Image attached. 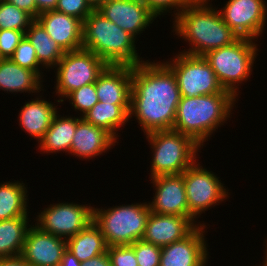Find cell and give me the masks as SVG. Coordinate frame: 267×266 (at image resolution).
<instances>
[{
  "label": "cell",
  "instance_id": "6da1fadb",
  "mask_svg": "<svg viewBox=\"0 0 267 266\" xmlns=\"http://www.w3.org/2000/svg\"><path fill=\"white\" fill-rule=\"evenodd\" d=\"M180 98L176 77L164 62L132 67L129 119L134 116L144 134L173 129Z\"/></svg>",
  "mask_w": 267,
  "mask_h": 266
},
{
  "label": "cell",
  "instance_id": "7a4b0ae2",
  "mask_svg": "<svg viewBox=\"0 0 267 266\" xmlns=\"http://www.w3.org/2000/svg\"><path fill=\"white\" fill-rule=\"evenodd\" d=\"M212 1V0H211ZM210 0H190L173 21L175 35L189 42L182 53L203 56L207 52L228 46L239 36L222 20Z\"/></svg>",
  "mask_w": 267,
  "mask_h": 266
},
{
  "label": "cell",
  "instance_id": "3957f363",
  "mask_svg": "<svg viewBox=\"0 0 267 266\" xmlns=\"http://www.w3.org/2000/svg\"><path fill=\"white\" fill-rule=\"evenodd\" d=\"M238 100L231 92L181 96L176 110L173 130L191 137L203 148L204 142L229 120L233 107Z\"/></svg>",
  "mask_w": 267,
  "mask_h": 266
},
{
  "label": "cell",
  "instance_id": "277c9868",
  "mask_svg": "<svg viewBox=\"0 0 267 266\" xmlns=\"http://www.w3.org/2000/svg\"><path fill=\"white\" fill-rule=\"evenodd\" d=\"M135 43L131 34L97 10L83 21L82 48L96 54L107 65L133 67L144 62Z\"/></svg>",
  "mask_w": 267,
  "mask_h": 266
},
{
  "label": "cell",
  "instance_id": "5b68a950",
  "mask_svg": "<svg viewBox=\"0 0 267 266\" xmlns=\"http://www.w3.org/2000/svg\"><path fill=\"white\" fill-rule=\"evenodd\" d=\"M146 135L151 149L150 177L182 174L196 160L201 146L191 137L171 130L151 131Z\"/></svg>",
  "mask_w": 267,
  "mask_h": 266
},
{
  "label": "cell",
  "instance_id": "8992f818",
  "mask_svg": "<svg viewBox=\"0 0 267 266\" xmlns=\"http://www.w3.org/2000/svg\"><path fill=\"white\" fill-rule=\"evenodd\" d=\"M256 40L239 37L228 46L207 52L204 58L212 67L219 82L225 90L231 92L237 99L238 89L243 81L246 83L253 71L254 61L258 56Z\"/></svg>",
  "mask_w": 267,
  "mask_h": 266
},
{
  "label": "cell",
  "instance_id": "52a82bcc",
  "mask_svg": "<svg viewBox=\"0 0 267 266\" xmlns=\"http://www.w3.org/2000/svg\"><path fill=\"white\" fill-rule=\"evenodd\" d=\"M106 209L93 207V222L101 229L108 247L132 245L142 239L151 212L147 202Z\"/></svg>",
  "mask_w": 267,
  "mask_h": 266
},
{
  "label": "cell",
  "instance_id": "ba28073f",
  "mask_svg": "<svg viewBox=\"0 0 267 266\" xmlns=\"http://www.w3.org/2000/svg\"><path fill=\"white\" fill-rule=\"evenodd\" d=\"M108 65L90 50L81 48L65 52L59 63L54 67L56 72L55 92L59 100L64 99L80 87L95 83L99 75ZM62 98V99H61Z\"/></svg>",
  "mask_w": 267,
  "mask_h": 266
},
{
  "label": "cell",
  "instance_id": "9c48e42d",
  "mask_svg": "<svg viewBox=\"0 0 267 266\" xmlns=\"http://www.w3.org/2000/svg\"><path fill=\"white\" fill-rule=\"evenodd\" d=\"M177 53L170 58L171 61L164 63L174 73L181 96L195 97L225 91L204 56Z\"/></svg>",
  "mask_w": 267,
  "mask_h": 266
},
{
  "label": "cell",
  "instance_id": "30bf717a",
  "mask_svg": "<svg viewBox=\"0 0 267 266\" xmlns=\"http://www.w3.org/2000/svg\"><path fill=\"white\" fill-rule=\"evenodd\" d=\"M198 161H195L183 172L189 218L197 226L201 225V223L195 220H198L201 214L219 205L230 195L229 189L226 190L217 174L215 175L211 170L203 168Z\"/></svg>",
  "mask_w": 267,
  "mask_h": 266
},
{
  "label": "cell",
  "instance_id": "8fae6325",
  "mask_svg": "<svg viewBox=\"0 0 267 266\" xmlns=\"http://www.w3.org/2000/svg\"><path fill=\"white\" fill-rule=\"evenodd\" d=\"M37 214L35 226L45 233L66 240L84 230L93 221V207L86 203H53Z\"/></svg>",
  "mask_w": 267,
  "mask_h": 266
},
{
  "label": "cell",
  "instance_id": "7c38bea8",
  "mask_svg": "<svg viewBox=\"0 0 267 266\" xmlns=\"http://www.w3.org/2000/svg\"><path fill=\"white\" fill-rule=\"evenodd\" d=\"M219 8L222 20L239 37L258 40L265 30L267 5L265 0H228Z\"/></svg>",
  "mask_w": 267,
  "mask_h": 266
},
{
  "label": "cell",
  "instance_id": "4fadbf2b",
  "mask_svg": "<svg viewBox=\"0 0 267 266\" xmlns=\"http://www.w3.org/2000/svg\"><path fill=\"white\" fill-rule=\"evenodd\" d=\"M206 227L203 222L185 238L161 247L160 266L208 265L209 252L205 238L207 231L204 230Z\"/></svg>",
  "mask_w": 267,
  "mask_h": 266
},
{
  "label": "cell",
  "instance_id": "5bb4252c",
  "mask_svg": "<svg viewBox=\"0 0 267 266\" xmlns=\"http://www.w3.org/2000/svg\"><path fill=\"white\" fill-rule=\"evenodd\" d=\"M155 196L148 203L150 211L162 215L189 217L183 173L150 178Z\"/></svg>",
  "mask_w": 267,
  "mask_h": 266
},
{
  "label": "cell",
  "instance_id": "9a60e30c",
  "mask_svg": "<svg viewBox=\"0 0 267 266\" xmlns=\"http://www.w3.org/2000/svg\"><path fill=\"white\" fill-rule=\"evenodd\" d=\"M97 11L135 39L156 19L141 0H106Z\"/></svg>",
  "mask_w": 267,
  "mask_h": 266
},
{
  "label": "cell",
  "instance_id": "2e32d148",
  "mask_svg": "<svg viewBox=\"0 0 267 266\" xmlns=\"http://www.w3.org/2000/svg\"><path fill=\"white\" fill-rule=\"evenodd\" d=\"M66 250V239L32 225L27 231L21 257L31 266H58Z\"/></svg>",
  "mask_w": 267,
  "mask_h": 266
},
{
  "label": "cell",
  "instance_id": "e0dca14e",
  "mask_svg": "<svg viewBox=\"0 0 267 266\" xmlns=\"http://www.w3.org/2000/svg\"><path fill=\"white\" fill-rule=\"evenodd\" d=\"M196 227L189 217L150 212L142 240L163 247L185 238Z\"/></svg>",
  "mask_w": 267,
  "mask_h": 266
},
{
  "label": "cell",
  "instance_id": "ac0fdd59",
  "mask_svg": "<svg viewBox=\"0 0 267 266\" xmlns=\"http://www.w3.org/2000/svg\"><path fill=\"white\" fill-rule=\"evenodd\" d=\"M36 20L64 52L82 48L83 22L80 19L49 10L40 13Z\"/></svg>",
  "mask_w": 267,
  "mask_h": 266
},
{
  "label": "cell",
  "instance_id": "d6986e66",
  "mask_svg": "<svg viewBox=\"0 0 267 266\" xmlns=\"http://www.w3.org/2000/svg\"><path fill=\"white\" fill-rule=\"evenodd\" d=\"M118 140L102 127L87 123L82 119L76 127L69 154L85 160L103 155L114 148Z\"/></svg>",
  "mask_w": 267,
  "mask_h": 266
},
{
  "label": "cell",
  "instance_id": "ffe728a7",
  "mask_svg": "<svg viewBox=\"0 0 267 266\" xmlns=\"http://www.w3.org/2000/svg\"><path fill=\"white\" fill-rule=\"evenodd\" d=\"M132 67L108 65L96 80V94L100 102L130 104Z\"/></svg>",
  "mask_w": 267,
  "mask_h": 266
},
{
  "label": "cell",
  "instance_id": "44dd1931",
  "mask_svg": "<svg viewBox=\"0 0 267 266\" xmlns=\"http://www.w3.org/2000/svg\"><path fill=\"white\" fill-rule=\"evenodd\" d=\"M42 97V95L36 96L35 99L25 102L18 116L19 126L24 132L37 139V142L43 138L54 115L59 112L53 102Z\"/></svg>",
  "mask_w": 267,
  "mask_h": 266
},
{
  "label": "cell",
  "instance_id": "7402d4cb",
  "mask_svg": "<svg viewBox=\"0 0 267 266\" xmlns=\"http://www.w3.org/2000/svg\"><path fill=\"white\" fill-rule=\"evenodd\" d=\"M44 82L34 71L23 68L10 58L0 59V90L7 93H40Z\"/></svg>",
  "mask_w": 267,
  "mask_h": 266
},
{
  "label": "cell",
  "instance_id": "603a6c76",
  "mask_svg": "<svg viewBox=\"0 0 267 266\" xmlns=\"http://www.w3.org/2000/svg\"><path fill=\"white\" fill-rule=\"evenodd\" d=\"M82 119L78 116L64 117V114L61 116L56 113L43 138L38 142L40 151L44 154H57L60 151L69 153L77 124Z\"/></svg>",
  "mask_w": 267,
  "mask_h": 266
},
{
  "label": "cell",
  "instance_id": "cb8c5ba5",
  "mask_svg": "<svg viewBox=\"0 0 267 266\" xmlns=\"http://www.w3.org/2000/svg\"><path fill=\"white\" fill-rule=\"evenodd\" d=\"M130 104H108L98 101L82 118L90 124L104 128L116 139L120 127L129 119Z\"/></svg>",
  "mask_w": 267,
  "mask_h": 266
},
{
  "label": "cell",
  "instance_id": "d4e9b609",
  "mask_svg": "<svg viewBox=\"0 0 267 266\" xmlns=\"http://www.w3.org/2000/svg\"><path fill=\"white\" fill-rule=\"evenodd\" d=\"M66 241L67 250L81 263L107 252L108 248L101 229L93 221Z\"/></svg>",
  "mask_w": 267,
  "mask_h": 266
},
{
  "label": "cell",
  "instance_id": "484cf974",
  "mask_svg": "<svg viewBox=\"0 0 267 266\" xmlns=\"http://www.w3.org/2000/svg\"><path fill=\"white\" fill-rule=\"evenodd\" d=\"M36 51V57L43 69H54L64 55L61 47L49 36L44 27L35 19L25 32Z\"/></svg>",
  "mask_w": 267,
  "mask_h": 266
},
{
  "label": "cell",
  "instance_id": "4316f807",
  "mask_svg": "<svg viewBox=\"0 0 267 266\" xmlns=\"http://www.w3.org/2000/svg\"><path fill=\"white\" fill-rule=\"evenodd\" d=\"M28 216L0 221V258L21 256L26 234L32 226Z\"/></svg>",
  "mask_w": 267,
  "mask_h": 266
},
{
  "label": "cell",
  "instance_id": "83f0119b",
  "mask_svg": "<svg viewBox=\"0 0 267 266\" xmlns=\"http://www.w3.org/2000/svg\"><path fill=\"white\" fill-rule=\"evenodd\" d=\"M22 182L11 180L0 183V221L28 214V190ZM28 212V213H27Z\"/></svg>",
  "mask_w": 267,
  "mask_h": 266
},
{
  "label": "cell",
  "instance_id": "f1b7e54d",
  "mask_svg": "<svg viewBox=\"0 0 267 266\" xmlns=\"http://www.w3.org/2000/svg\"><path fill=\"white\" fill-rule=\"evenodd\" d=\"M35 19L7 1L0 3V30L13 29L24 33Z\"/></svg>",
  "mask_w": 267,
  "mask_h": 266
},
{
  "label": "cell",
  "instance_id": "f546056e",
  "mask_svg": "<svg viewBox=\"0 0 267 266\" xmlns=\"http://www.w3.org/2000/svg\"><path fill=\"white\" fill-rule=\"evenodd\" d=\"M10 59L19 66L34 71L42 80H44L43 77L45 75H43L44 72H42L44 70H40L42 65L36 57V51L25 36L20 41Z\"/></svg>",
  "mask_w": 267,
  "mask_h": 266
},
{
  "label": "cell",
  "instance_id": "4dcf8cb0",
  "mask_svg": "<svg viewBox=\"0 0 267 266\" xmlns=\"http://www.w3.org/2000/svg\"><path fill=\"white\" fill-rule=\"evenodd\" d=\"M69 99V100H68ZM70 101L71 108L74 111H80V117H83L99 100L96 94V82L80 87L71 92L64 101Z\"/></svg>",
  "mask_w": 267,
  "mask_h": 266
},
{
  "label": "cell",
  "instance_id": "1f68e13d",
  "mask_svg": "<svg viewBox=\"0 0 267 266\" xmlns=\"http://www.w3.org/2000/svg\"><path fill=\"white\" fill-rule=\"evenodd\" d=\"M139 266H160L161 247L138 240L132 244Z\"/></svg>",
  "mask_w": 267,
  "mask_h": 266
},
{
  "label": "cell",
  "instance_id": "d6a6232c",
  "mask_svg": "<svg viewBox=\"0 0 267 266\" xmlns=\"http://www.w3.org/2000/svg\"><path fill=\"white\" fill-rule=\"evenodd\" d=\"M152 12V14L157 18L161 15H167L172 13L174 16L173 20L180 15V12L184 9L188 0H141ZM176 9V10H175ZM174 10V11H172ZM172 11V12H170ZM165 13V14H164Z\"/></svg>",
  "mask_w": 267,
  "mask_h": 266
},
{
  "label": "cell",
  "instance_id": "836d02e7",
  "mask_svg": "<svg viewBox=\"0 0 267 266\" xmlns=\"http://www.w3.org/2000/svg\"><path fill=\"white\" fill-rule=\"evenodd\" d=\"M111 266H139L132 245H113L107 248Z\"/></svg>",
  "mask_w": 267,
  "mask_h": 266
},
{
  "label": "cell",
  "instance_id": "e575fe53",
  "mask_svg": "<svg viewBox=\"0 0 267 266\" xmlns=\"http://www.w3.org/2000/svg\"><path fill=\"white\" fill-rule=\"evenodd\" d=\"M24 36L25 33L20 30H0V56L3 59L10 58Z\"/></svg>",
  "mask_w": 267,
  "mask_h": 266
},
{
  "label": "cell",
  "instance_id": "d590c367",
  "mask_svg": "<svg viewBox=\"0 0 267 266\" xmlns=\"http://www.w3.org/2000/svg\"><path fill=\"white\" fill-rule=\"evenodd\" d=\"M55 10L74 16L82 22L93 11L85 0H58Z\"/></svg>",
  "mask_w": 267,
  "mask_h": 266
},
{
  "label": "cell",
  "instance_id": "8d00e7d4",
  "mask_svg": "<svg viewBox=\"0 0 267 266\" xmlns=\"http://www.w3.org/2000/svg\"><path fill=\"white\" fill-rule=\"evenodd\" d=\"M11 4H14L19 9L26 11L34 19L37 18V7L35 0H5Z\"/></svg>",
  "mask_w": 267,
  "mask_h": 266
},
{
  "label": "cell",
  "instance_id": "74e56055",
  "mask_svg": "<svg viewBox=\"0 0 267 266\" xmlns=\"http://www.w3.org/2000/svg\"><path fill=\"white\" fill-rule=\"evenodd\" d=\"M82 266H111L108 252L102 253L81 263Z\"/></svg>",
  "mask_w": 267,
  "mask_h": 266
},
{
  "label": "cell",
  "instance_id": "f35d334b",
  "mask_svg": "<svg viewBox=\"0 0 267 266\" xmlns=\"http://www.w3.org/2000/svg\"><path fill=\"white\" fill-rule=\"evenodd\" d=\"M37 7V17L40 13L55 10L58 0H35Z\"/></svg>",
  "mask_w": 267,
  "mask_h": 266
},
{
  "label": "cell",
  "instance_id": "ab89813d",
  "mask_svg": "<svg viewBox=\"0 0 267 266\" xmlns=\"http://www.w3.org/2000/svg\"><path fill=\"white\" fill-rule=\"evenodd\" d=\"M58 266H82V264L71 252L66 250Z\"/></svg>",
  "mask_w": 267,
  "mask_h": 266
},
{
  "label": "cell",
  "instance_id": "60d3db41",
  "mask_svg": "<svg viewBox=\"0 0 267 266\" xmlns=\"http://www.w3.org/2000/svg\"><path fill=\"white\" fill-rule=\"evenodd\" d=\"M4 266H31L21 256L4 258Z\"/></svg>",
  "mask_w": 267,
  "mask_h": 266
},
{
  "label": "cell",
  "instance_id": "b9f144b4",
  "mask_svg": "<svg viewBox=\"0 0 267 266\" xmlns=\"http://www.w3.org/2000/svg\"><path fill=\"white\" fill-rule=\"evenodd\" d=\"M106 0H85L92 10H97Z\"/></svg>",
  "mask_w": 267,
  "mask_h": 266
},
{
  "label": "cell",
  "instance_id": "7bdbcfd3",
  "mask_svg": "<svg viewBox=\"0 0 267 266\" xmlns=\"http://www.w3.org/2000/svg\"><path fill=\"white\" fill-rule=\"evenodd\" d=\"M266 246H265V251H264V254H265V260L262 262V266H267V243H266V240L264 241Z\"/></svg>",
  "mask_w": 267,
  "mask_h": 266
},
{
  "label": "cell",
  "instance_id": "ee69618b",
  "mask_svg": "<svg viewBox=\"0 0 267 266\" xmlns=\"http://www.w3.org/2000/svg\"><path fill=\"white\" fill-rule=\"evenodd\" d=\"M0 266H4V258H0Z\"/></svg>",
  "mask_w": 267,
  "mask_h": 266
}]
</instances>
